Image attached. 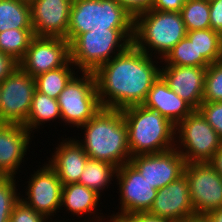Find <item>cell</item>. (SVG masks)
<instances>
[{
  "instance_id": "cell-41",
  "label": "cell",
  "mask_w": 222,
  "mask_h": 222,
  "mask_svg": "<svg viewBox=\"0 0 222 222\" xmlns=\"http://www.w3.org/2000/svg\"><path fill=\"white\" fill-rule=\"evenodd\" d=\"M181 222H209L205 215H194Z\"/></svg>"
},
{
  "instance_id": "cell-13",
  "label": "cell",
  "mask_w": 222,
  "mask_h": 222,
  "mask_svg": "<svg viewBox=\"0 0 222 222\" xmlns=\"http://www.w3.org/2000/svg\"><path fill=\"white\" fill-rule=\"evenodd\" d=\"M70 60V43L59 37L34 36L19 67L33 78L64 66Z\"/></svg>"
},
{
  "instance_id": "cell-9",
  "label": "cell",
  "mask_w": 222,
  "mask_h": 222,
  "mask_svg": "<svg viewBox=\"0 0 222 222\" xmlns=\"http://www.w3.org/2000/svg\"><path fill=\"white\" fill-rule=\"evenodd\" d=\"M119 192L118 212L111 214L110 219L116 222L119 218L136 212L149 211L158 190L141 175L129 162L117 168L116 179ZM120 211V212H119Z\"/></svg>"
},
{
  "instance_id": "cell-27",
  "label": "cell",
  "mask_w": 222,
  "mask_h": 222,
  "mask_svg": "<svg viewBox=\"0 0 222 222\" xmlns=\"http://www.w3.org/2000/svg\"><path fill=\"white\" fill-rule=\"evenodd\" d=\"M33 37V29H8L0 32V51L19 63Z\"/></svg>"
},
{
  "instance_id": "cell-34",
  "label": "cell",
  "mask_w": 222,
  "mask_h": 222,
  "mask_svg": "<svg viewBox=\"0 0 222 222\" xmlns=\"http://www.w3.org/2000/svg\"><path fill=\"white\" fill-rule=\"evenodd\" d=\"M133 17L150 10L154 0H117Z\"/></svg>"
},
{
  "instance_id": "cell-7",
  "label": "cell",
  "mask_w": 222,
  "mask_h": 222,
  "mask_svg": "<svg viewBox=\"0 0 222 222\" xmlns=\"http://www.w3.org/2000/svg\"><path fill=\"white\" fill-rule=\"evenodd\" d=\"M80 73L69 81L57 99L63 125L72 128L84 125L102 109L94 73Z\"/></svg>"
},
{
  "instance_id": "cell-4",
  "label": "cell",
  "mask_w": 222,
  "mask_h": 222,
  "mask_svg": "<svg viewBox=\"0 0 222 222\" xmlns=\"http://www.w3.org/2000/svg\"><path fill=\"white\" fill-rule=\"evenodd\" d=\"M186 34L180 12L150 9L134 17L132 44L162 60Z\"/></svg>"
},
{
  "instance_id": "cell-38",
  "label": "cell",
  "mask_w": 222,
  "mask_h": 222,
  "mask_svg": "<svg viewBox=\"0 0 222 222\" xmlns=\"http://www.w3.org/2000/svg\"><path fill=\"white\" fill-rule=\"evenodd\" d=\"M186 0H154L151 9L158 11L180 12Z\"/></svg>"
},
{
  "instance_id": "cell-36",
  "label": "cell",
  "mask_w": 222,
  "mask_h": 222,
  "mask_svg": "<svg viewBox=\"0 0 222 222\" xmlns=\"http://www.w3.org/2000/svg\"><path fill=\"white\" fill-rule=\"evenodd\" d=\"M210 28L222 34V0H209Z\"/></svg>"
},
{
  "instance_id": "cell-1",
  "label": "cell",
  "mask_w": 222,
  "mask_h": 222,
  "mask_svg": "<svg viewBox=\"0 0 222 222\" xmlns=\"http://www.w3.org/2000/svg\"><path fill=\"white\" fill-rule=\"evenodd\" d=\"M140 51L133 44L99 66L93 73L102 108L123 110L142 105L161 75L162 60ZM159 63V64H158Z\"/></svg>"
},
{
  "instance_id": "cell-11",
  "label": "cell",
  "mask_w": 222,
  "mask_h": 222,
  "mask_svg": "<svg viewBox=\"0 0 222 222\" xmlns=\"http://www.w3.org/2000/svg\"><path fill=\"white\" fill-rule=\"evenodd\" d=\"M184 175L195 215H206L222 207V176L208 162L186 163Z\"/></svg>"
},
{
  "instance_id": "cell-3",
  "label": "cell",
  "mask_w": 222,
  "mask_h": 222,
  "mask_svg": "<svg viewBox=\"0 0 222 222\" xmlns=\"http://www.w3.org/2000/svg\"><path fill=\"white\" fill-rule=\"evenodd\" d=\"M127 126L131 157L162 153L175 148L176 126L158 112L143 105L121 110Z\"/></svg>"
},
{
  "instance_id": "cell-15",
  "label": "cell",
  "mask_w": 222,
  "mask_h": 222,
  "mask_svg": "<svg viewBox=\"0 0 222 222\" xmlns=\"http://www.w3.org/2000/svg\"><path fill=\"white\" fill-rule=\"evenodd\" d=\"M34 36L67 40L72 0H29Z\"/></svg>"
},
{
  "instance_id": "cell-22",
  "label": "cell",
  "mask_w": 222,
  "mask_h": 222,
  "mask_svg": "<svg viewBox=\"0 0 222 222\" xmlns=\"http://www.w3.org/2000/svg\"><path fill=\"white\" fill-rule=\"evenodd\" d=\"M56 120L62 123L58 100L35 90L29 115L23 126L33 135L40 127H45V123Z\"/></svg>"
},
{
  "instance_id": "cell-2",
  "label": "cell",
  "mask_w": 222,
  "mask_h": 222,
  "mask_svg": "<svg viewBox=\"0 0 222 222\" xmlns=\"http://www.w3.org/2000/svg\"><path fill=\"white\" fill-rule=\"evenodd\" d=\"M78 129L84 135L77 136L78 140L74 137L89 158L111 163L117 168L130 162L127 126L121 110L102 108Z\"/></svg>"
},
{
  "instance_id": "cell-31",
  "label": "cell",
  "mask_w": 222,
  "mask_h": 222,
  "mask_svg": "<svg viewBox=\"0 0 222 222\" xmlns=\"http://www.w3.org/2000/svg\"><path fill=\"white\" fill-rule=\"evenodd\" d=\"M222 101V61L218 60L207 67L204 83L203 102Z\"/></svg>"
},
{
  "instance_id": "cell-43",
  "label": "cell",
  "mask_w": 222,
  "mask_h": 222,
  "mask_svg": "<svg viewBox=\"0 0 222 222\" xmlns=\"http://www.w3.org/2000/svg\"><path fill=\"white\" fill-rule=\"evenodd\" d=\"M222 61V34H221V45H220V59Z\"/></svg>"
},
{
  "instance_id": "cell-16",
  "label": "cell",
  "mask_w": 222,
  "mask_h": 222,
  "mask_svg": "<svg viewBox=\"0 0 222 222\" xmlns=\"http://www.w3.org/2000/svg\"><path fill=\"white\" fill-rule=\"evenodd\" d=\"M31 135L23 125L0 123L1 176L17 177L16 174L22 173L20 169H22V164L24 165L27 150L30 151L32 138H34Z\"/></svg>"
},
{
  "instance_id": "cell-12",
  "label": "cell",
  "mask_w": 222,
  "mask_h": 222,
  "mask_svg": "<svg viewBox=\"0 0 222 222\" xmlns=\"http://www.w3.org/2000/svg\"><path fill=\"white\" fill-rule=\"evenodd\" d=\"M44 163L31 173L29 181H25L27 186L23 189L26 191L20 193V199L49 220L60 212L63 185L56 172Z\"/></svg>"
},
{
  "instance_id": "cell-20",
  "label": "cell",
  "mask_w": 222,
  "mask_h": 222,
  "mask_svg": "<svg viewBox=\"0 0 222 222\" xmlns=\"http://www.w3.org/2000/svg\"><path fill=\"white\" fill-rule=\"evenodd\" d=\"M100 201L101 195L96 191L79 183H71L62 187L60 210L65 209L66 212L68 211L67 214L70 213L73 217L76 215L80 218V222H112L110 216L107 215L106 218L103 213L98 212L102 211V209L98 210ZM84 215H87L88 218ZM82 217L84 220L81 221ZM105 218L107 221H104Z\"/></svg>"
},
{
  "instance_id": "cell-26",
  "label": "cell",
  "mask_w": 222,
  "mask_h": 222,
  "mask_svg": "<svg viewBox=\"0 0 222 222\" xmlns=\"http://www.w3.org/2000/svg\"><path fill=\"white\" fill-rule=\"evenodd\" d=\"M186 37L194 43L197 57H204L210 64L220 59L221 33L207 28L187 31Z\"/></svg>"
},
{
  "instance_id": "cell-40",
  "label": "cell",
  "mask_w": 222,
  "mask_h": 222,
  "mask_svg": "<svg viewBox=\"0 0 222 222\" xmlns=\"http://www.w3.org/2000/svg\"><path fill=\"white\" fill-rule=\"evenodd\" d=\"M209 222H222V207L205 215Z\"/></svg>"
},
{
  "instance_id": "cell-18",
  "label": "cell",
  "mask_w": 222,
  "mask_h": 222,
  "mask_svg": "<svg viewBox=\"0 0 222 222\" xmlns=\"http://www.w3.org/2000/svg\"><path fill=\"white\" fill-rule=\"evenodd\" d=\"M161 65V76L170 89L194 110L203 102L207 67Z\"/></svg>"
},
{
  "instance_id": "cell-33",
  "label": "cell",
  "mask_w": 222,
  "mask_h": 222,
  "mask_svg": "<svg viewBox=\"0 0 222 222\" xmlns=\"http://www.w3.org/2000/svg\"><path fill=\"white\" fill-rule=\"evenodd\" d=\"M48 219L24 203L21 199L15 204L11 213V222H46Z\"/></svg>"
},
{
  "instance_id": "cell-24",
  "label": "cell",
  "mask_w": 222,
  "mask_h": 222,
  "mask_svg": "<svg viewBox=\"0 0 222 222\" xmlns=\"http://www.w3.org/2000/svg\"><path fill=\"white\" fill-rule=\"evenodd\" d=\"M32 29L29 0H0V32Z\"/></svg>"
},
{
  "instance_id": "cell-32",
  "label": "cell",
  "mask_w": 222,
  "mask_h": 222,
  "mask_svg": "<svg viewBox=\"0 0 222 222\" xmlns=\"http://www.w3.org/2000/svg\"><path fill=\"white\" fill-rule=\"evenodd\" d=\"M198 110L222 138V101L202 102Z\"/></svg>"
},
{
  "instance_id": "cell-37",
  "label": "cell",
  "mask_w": 222,
  "mask_h": 222,
  "mask_svg": "<svg viewBox=\"0 0 222 222\" xmlns=\"http://www.w3.org/2000/svg\"><path fill=\"white\" fill-rule=\"evenodd\" d=\"M18 62L0 51V83H2L17 67Z\"/></svg>"
},
{
  "instance_id": "cell-39",
  "label": "cell",
  "mask_w": 222,
  "mask_h": 222,
  "mask_svg": "<svg viewBox=\"0 0 222 222\" xmlns=\"http://www.w3.org/2000/svg\"><path fill=\"white\" fill-rule=\"evenodd\" d=\"M208 163L222 176V146L214 153Z\"/></svg>"
},
{
  "instance_id": "cell-6",
  "label": "cell",
  "mask_w": 222,
  "mask_h": 222,
  "mask_svg": "<svg viewBox=\"0 0 222 222\" xmlns=\"http://www.w3.org/2000/svg\"><path fill=\"white\" fill-rule=\"evenodd\" d=\"M134 17L117 0H72L67 40L92 30L133 29Z\"/></svg>"
},
{
  "instance_id": "cell-21",
  "label": "cell",
  "mask_w": 222,
  "mask_h": 222,
  "mask_svg": "<svg viewBox=\"0 0 222 222\" xmlns=\"http://www.w3.org/2000/svg\"><path fill=\"white\" fill-rule=\"evenodd\" d=\"M142 105L166 117L175 126L194 111L186 101L170 89L161 75L151 86Z\"/></svg>"
},
{
  "instance_id": "cell-28",
  "label": "cell",
  "mask_w": 222,
  "mask_h": 222,
  "mask_svg": "<svg viewBox=\"0 0 222 222\" xmlns=\"http://www.w3.org/2000/svg\"><path fill=\"white\" fill-rule=\"evenodd\" d=\"M164 62V63H163ZM163 65L208 67L204 57H197V49L187 37L181 39L162 59Z\"/></svg>"
},
{
  "instance_id": "cell-10",
  "label": "cell",
  "mask_w": 222,
  "mask_h": 222,
  "mask_svg": "<svg viewBox=\"0 0 222 222\" xmlns=\"http://www.w3.org/2000/svg\"><path fill=\"white\" fill-rule=\"evenodd\" d=\"M35 90V78L18 66L0 83V123L23 125Z\"/></svg>"
},
{
  "instance_id": "cell-42",
  "label": "cell",
  "mask_w": 222,
  "mask_h": 222,
  "mask_svg": "<svg viewBox=\"0 0 222 222\" xmlns=\"http://www.w3.org/2000/svg\"><path fill=\"white\" fill-rule=\"evenodd\" d=\"M46 222H68V220L66 219L65 221V218H63V220H57V219H49V221L47 220ZM69 222H78L77 220L76 221H71V218H70V221ZM80 222V221H79Z\"/></svg>"
},
{
  "instance_id": "cell-30",
  "label": "cell",
  "mask_w": 222,
  "mask_h": 222,
  "mask_svg": "<svg viewBox=\"0 0 222 222\" xmlns=\"http://www.w3.org/2000/svg\"><path fill=\"white\" fill-rule=\"evenodd\" d=\"M17 184V185H16ZM18 182L15 176L0 177V222L10 221L15 204L20 200Z\"/></svg>"
},
{
  "instance_id": "cell-14",
  "label": "cell",
  "mask_w": 222,
  "mask_h": 222,
  "mask_svg": "<svg viewBox=\"0 0 222 222\" xmlns=\"http://www.w3.org/2000/svg\"><path fill=\"white\" fill-rule=\"evenodd\" d=\"M130 163L156 190L181 177L186 164L176 148L162 153L134 155Z\"/></svg>"
},
{
  "instance_id": "cell-8",
  "label": "cell",
  "mask_w": 222,
  "mask_h": 222,
  "mask_svg": "<svg viewBox=\"0 0 222 222\" xmlns=\"http://www.w3.org/2000/svg\"><path fill=\"white\" fill-rule=\"evenodd\" d=\"M175 130V148L186 163L208 162L222 146V138L199 110L181 120Z\"/></svg>"
},
{
  "instance_id": "cell-23",
  "label": "cell",
  "mask_w": 222,
  "mask_h": 222,
  "mask_svg": "<svg viewBox=\"0 0 222 222\" xmlns=\"http://www.w3.org/2000/svg\"><path fill=\"white\" fill-rule=\"evenodd\" d=\"M116 173L117 167L111 163L89 158L78 183L102 196L104 190L106 191L110 188V184H113Z\"/></svg>"
},
{
  "instance_id": "cell-25",
  "label": "cell",
  "mask_w": 222,
  "mask_h": 222,
  "mask_svg": "<svg viewBox=\"0 0 222 222\" xmlns=\"http://www.w3.org/2000/svg\"><path fill=\"white\" fill-rule=\"evenodd\" d=\"M77 73L80 74V71L69 60L64 66L35 77L36 90L44 95L58 99L59 94Z\"/></svg>"
},
{
  "instance_id": "cell-35",
  "label": "cell",
  "mask_w": 222,
  "mask_h": 222,
  "mask_svg": "<svg viewBox=\"0 0 222 222\" xmlns=\"http://www.w3.org/2000/svg\"><path fill=\"white\" fill-rule=\"evenodd\" d=\"M116 222H175L168 218H163L146 212H136L131 215L123 216Z\"/></svg>"
},
{
  "instance_id": "cell-19",
  "label": "cell",
  "mask_w": 222,
  "mask_h": 222,
  "mask_svg": "<svg viewBox=\"0 0 222 222\" xmlns=\"http://www.w3.org/2000/svg\"><path fill=\"white\" fill-rule=\"evenodd\" d=\"M61 140L58 145L55 144L57 147L52 157H47V163L56 172L62 185L78 183L89 156L74 137H63Z\"/></svg>"
},
{
  "instance_id": "cell-29",
  "label": "cell",
  "mask_w": 222,
  "mask_h": 222,
  "mask_svg": "<svg viewBox=\"0 0 222 222\" xmlns=\"http://www.w3.org/2000/svg\"><path fill=\"white\" fill-rule=\"evenodd\" d=\"M180 13L187 31L210 28L209 0H186Z\"/></svg>"
},
{
  "instance_id": "cell-5",
  "label": "cell",
  "mask_w": 222,
  "mask_h": 222,
  "mask_svg": "<svg viewBox=\"0 0 222 222\" xmlns=\"http://www.w3.org/2000/svg\"><path fill=\"white\" fill-rule=\"evenodd\" d=\"M133 29L92 30L70 43V60L83 72H94L132 44Z\"/></svg>"
},
{
  "instance_id": "cell-17",
  "label": "cell",
  "mask_w": 222,
  "mask_h": 222,
  "mask_svg": "<svg viewBox=\"0 0 222 222\" xmlns=\"http://www.w3.org/2000/svg\"><path fill=\"white\" fill-rule=\"evenodd\" d=\"M148 212L175 222L194 216L186 176L183 174L167 186L160 188Z\"/></svg>"
}]
</instances>
